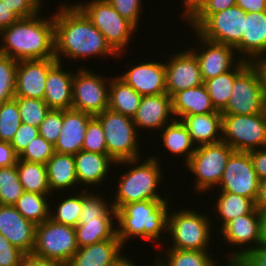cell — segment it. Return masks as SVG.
<instances>
[{
  "label": "cell",
  "mask_w": 266,
  "mask_h": 266,
  "mask_svg": "<svg viewBox=\"0 0 266 266\" xmlns=\"http://www.w3.org/2000/svg\"><path fill=\"white\" fill-rule=\"evenodd\" d=\"M53 18L55 58L58 62H63L62 56L76 61L95 56L106 58L115 55L118 58L104 35L75 3H61Z\"/></svg>",
  "instance_id": "obj_1"
},
{
  "label": "cell",
  "mask_w": 266,
  "mask_h": 266,
  "mask_svg": "<svg viewBox=\"0 0 266 266\" xmlns=\"http://www.w3.org/2000/svg\"><path fill=\"white\" fill-rule=\"evenodd\" d=\"M38 13L19 18L0 32V54L21 60L55 58L54 18Z\"/></svg>",
  "instance_id": "obj_2"
},
{
  "label": "cell",
  "mask_w": 266,
  "mask_h": 266,
  "mask_svg": "<svg viewBox=\"0 0 266 266\" xmlns=\"http://www.w3.org/2000/svg\"><path fill=\"white\" fill-rule=\"evenodd\" d=\"M168 200L170 198L127 203L120 209H116L117 237L121 244L124 246L129 239L139 237L150 242L156 241L160 246L159 243L167 238L162 233L167 231L170 209Z\"/></svg>",
  "instance_id": "obj_3"
},
{
  "label": "cell",
  "mask_w": 266,
  "mask_h": 266,
  "mask_svg": "<svg viewBox=\"0 0 266 266\" xmlns=\"http://www.w3.org/2000/svg\"><path fill=\"white\" fill-rule=\"evenodd\" d=\"M156 156L151 155L144 160L142 159L143 162H140L141 159L138 158L116 163L117 168L121 164L122 166L127 164L131 165V169H128L127 172L120 175L121 178H118V187L114 192V200L111 201L115 210L120 209L127 203L168 199L167 196L164 198L156 192L161 184L160 182H162L163 175L161 161L158 159L159 156Z\"/></svg>",
  "instance_id": "obj_4"
},
{
  "label": "cell",
  "mask_w": 266,
  "mask_h": 266,
  "mask_svg": "<svg viewBox=\"0 0 266 266\" xmlns=\"http://www.w3.org/2000/svg\"><path fill=\"white\" fill-rule=\"evenodd\" d=\"M180 209L168 212L167 234L170 237L166 241L170 238L172 241H168L173 242L168 248L208 251L214 224L211 217L192 209Z\"/></svg>",
  "instance_id": "obj_5"
},
{
  "label": "cell",
  "mask_w": 266,
  "mask_h": 266,
  "mask_svg": "<svg viewBox=\"0 0 266 266\" xmlns=\"http://www.w3.org/2000/svg\"><path fill=\"white\" fill-rule=\"evenodd\" d=\"M75 4L104 35L107 43L118 54V59H121L137 28L123 18L106 0L77 1Z\"/></svg>",
  "instance_id": "obj_6"
},
{
  "label": "cell",
  "mask_w": 266,
  "mask_h": 266,
  "mask_svg": "<svg viewBox=\"0 0 266 266\" xmlns=\"http://www.w3.org/2000/svg\"><path fill=\"white\" fill-rule=\"evenodd\" d=\"M105 134L107 154L117 163L141 158L139 134L133 118L109 108L95 116Z\"/></svg>",
  "instance_id": "obj_7"
},
{
  "label": "cell",
  "mask_w": 266,
  "mask_h": 266,
  "mask_svg": "<svg viewBox=\"0 0 266 266\" xmlns=\"http://www.w3.org/2000/svg\"><path fill=\"white\" fill-rule=\"evenodd\" d=\"M266 112V85L259 67L250 63L236 78L222 115H252Z\"/></svg>",
  "instance_id": "obj_8"
},
{
  "label": "cell",
  "mask_w": 266,
  "mask_h": 266,
  "mask_svg": "<svg viewBox=\"0 0 266 266\" xmlns=\"http://www.w3.org/2000/svg\"><path fill=\"white\" fill-rule=\"evenodd\" d=\"M78 250L75 227L48 218L36 225L32 255L68 264Z\"/></svg>",
  "instance_id": "obj_9"
},
{
  "label": "cell",
  "mask_w": 266,
  "mask_h": 266,
  "mask_svg": "<svg viewBox=\"0 0 266 266\" xmlns=\"http://www.w3.org/2000/svg\"><path fill=\"white\" fill-rule=\"evenodd\" d=\"M233 152L234 150L223 141L196 147L189 162L184 166L196 176L194 189L204 193L218 187Z\"/></svg>",
  "instance_id": "obj_10"
},
{
  "label": "cell",
  "mask_w": 266,
  "mask_h": 266,
  "mask_svg": "<svg viewBox=\"0 0 266 266\" xmlns=\"http://www.w3.org/2000/svg\"><path fill=\"white\" fill-rule=\"evenodd\" d=\"M222 141L234 151L249 152L266 147V112L222 115Z\"/></svg>",
  "instance_id": "obj_11"
},
{
  "label": "cell",
  "mask_w": 266,
  "mask_h": 266,
  "mask_svg": "<svg viewBox=\"0 0 266 266\" xmlns=\"http://www.w3.org/2000/svg\"><path fill=\"white\" fill-rule=\"evenodd\" d=\"M87 68L74 74L72 109L96 116L108 108L110 81Z\"/></svg>",
  "instance_id": "obj_12"
},
{
  "label": "cell",
  "mask_w": 266,
  "mask_h": 266,
  "mask_svg": "<svg viewBox=\"0 0 266 266\" xmlns=\"http://www.w3.org/2000/svg\"><path fill=\"white\" fill-rule=\"evenodd\" d=\"M246 12L238 6L209 15L195 30L202 38L234 48L241 42Z\"/></svg>",
  "instance_id": "obj_13"
},
{
  "label": "cell",
  "mask_w": 266,
  "mask_h": 266,
  "mask_svg": "<svg viewBox=\"0 0 266 266\" xmlns=\"http://www.w3.org/2000/svg\"><path fill=\"white\" fill-rule=\"evenodd\" d=\"M259 179L249 152L234 151L225 166L218 185L219 192H228L250 198L255 202Z\"/></svg>",
  "instance_id": "obj_14"
},
{
  "label": "cell",
  "mask_w": 266,
  "mask_h": 266,
  "mask_svg": "<svg viewBox=\"0 0 266 266\" xmlns=\"http://www.w3.org/2000/svg\"><path fill=\"white\" fill-rule=\"evenodd\" d=\"M194 36L200 44L189 50L198 61L204 82L232 70L242 60L236 59L237 52L233 46L208 41L196 32Z\"/></svg>",
  "instance_id": "obj_15"
},
{
  "label": "cell",
  "mask_w": 266,
  "mask_h": 266,
  "mask_svg": "<svg viewBox=\"0 0 266 266\" xmlns=\"http://www.w3.org/2000/svg\"><path fill=\"white\" fill-rule=\"evenodd\" d=\"M218 228L220 230L218 229L217 232H219V234L221 232V236H223L222 241H226L225 243L227 244L229 243L227 246L230 247L231 245L233 249L237 246L234 251L226 256L227 258L236 255H245L250 250L262 244L259 211L257 209L250 214L237 216L226 223L222 228ZM238 246L240 249H237L239 248Z\"/></svg>",
  "instance_id": "obj_16"
},
{
  "label": "cell",
  "mask_w": 266,
  "mask_h": 266,
  "mask_svg": "<svg viewBox=\"0 0 266 266\" xmlns=\"http://www.w3.org/2000/svg\"><path fill=\"white\" fill-rule=\"evenodd\" d=\"M169 60V61H168ZM165 63L166 91L172 97L181 90L204 84L198 61L188 49L172 54Z\"/></svg>",
  "instance_id": "obj_17"
},
{
  "label": "cell",
  "mask_w": 266,
  "mask_h": 266,
  "mask_svg": "<svg viewBox=\"0 0 266 266\" xmlns=\"http://www.w3.org/2000/svg\"><path fill=\"white\" fill-rule=\"evenodd\" d=\"M57 62L56 58L18 61L15 97L43 100L48 72Z\"/></svg>",
  "instance_id": "obj_18"
},
{
  "label": "cell",
  "mask_w": 266,
  "mask_h": 266,
  "mask_svg": "<svg viewBox=\"0 0 266 266\" xmlns=\"http://www.w3.org/2000/svg\"><path fill=\"white\" fill-rule=\"evenodd\" d=\"M122 74L117 76L142 96L167 93L166 67L163 61L151 60L132 65L131 69Z\"/></svg>",
  "instance_id": "obj_19"
},
{
  "label": "cell",
  "mask_w": 266,
  "mask_h": 266,
  "mask_svg": "<svg viewBox=\"0 0 266 266\" xmlns=\"http://www.w3.org/2000/svg\"><path fill=\"white\" fill-rule=\"evenodd\" d=\"M36 225L23 217L14 205L0 204V234L25 255L32 254Z\"/></svg>",
  "instance_id": "obj_20"
},
{
  "label": "cell",
  "mask_w": 266,
  "mask_h": 266,
  "mask_svg": "<svg viewBox=\"0 0 266 266\" xmlns=\"http://www.w3.org/2000/svg\"><path fill=\"white\" fill-rule=\"evenodd\" d=\"M235 49L237 58L251 63L266 54V11L246 13L242 40Z\"/></svg>",
  "instance_id": "obj_21"
},
{
  "label": "cell",
  "mask_w": 266,
  "mask_h": 266,
  "mask_svg": "<svg viewBox=\"0 0 266 266\" xmlns=\"http://www.w3.org/2000/svg\"><path fill=\"white\" fill-rule=\"evenodd\" d=\"M174 119L172 97L165 93L142 96L140 106L133 117V122L138 131L141 128L159 131Z\"/></svg>",
  "instance_id": "obj_22"
},
{
  "label": "cell",
  "mask_w": 266,
  "mask_h": 266,
  "mask_svg": "<svg viewBox=\"0 0 266 266\" xmlns=\"http://www.w3.org/2000/svg\"><path fill=\"white\" fill-rule=\"evenodd\" d=\"M93 117L74 109L63 110V125L54 145L55 152L75 155L81 151L88 122Z\"/></svg>",
  "instance_id": "obj_23"
},
{
  "label": "cell",
  "mask_w": 266,
  "mask_h": 266,
  "mask_svg": "<svg viewBox=\"0 0 266 266\" xmlns=\"http://www.w3.org/2000/svg\"><path fill=\"white\" fill-rule=\"evenodd\" d=\"M76 176L79 186L84 189L86 185L95 187L101 186L106 180L108 172L110 173L111 165H116V162L108 154H99L81 150L74 155ZM83 184V185H82ZM89 185V186H88Z\"/></svg>",
  "instance_id": "obj_24"
},
{
  "label": "cell",
  "mask_w": 266,
  "mask_h": 266,
  "mask_svg": "<svg viewBox=\"0 0 266 266\" xmlns=\"http://www.w3.org/2000/svg\"><path fill=\"white\" fill-rule=\"evenodd\" d=\"M57 62L48 72L45 83L44 101L50 109H72V87L74 73L66 71Z\"/></svg>",
  "instance_id": "obj_25"
},
{
  "label": "cell",
  "mask_w": 266,
  "mask_h": 266,
  "mask_svg": "<svg viewBox=\"0 0 266 266\" xmlns=\"http://www.w3.org/2000/svg\"><path fill=\"white\" fill-rule=\"evenodd\" d=\"M180 120L196 147L222 141V113L220 111L184 116Z\"/></svg>",
  "instance_id": "obj_26"
},
{
  "label": "cell",
  "mask_w": 266,
  "mask_h": 266,
  "mask_svg": "<svg viewBox=\"0 0 266 266\" xmlns=\"http://www.w3.org/2000/svg\"><path fill=\"white\" fill-rule=\"evenodd\" d=\"M125 248L119 239H109L78 248L67 266H111Z\"/></svg>",
  "instance_id": "obj_27"
},
{
  "label": "cell",
  "mask_w": 266,
  "mask_h": 266,
  "mask_svg": "<svg viewBox=\"0 0 266 266\" xmlns=\"http://www.w3.org/2000/svg\"><path fill=\"white\" fill-rule=\"evenodd\" d=\"M172 111L175 119L184 116L216 112L205 84L178 91L172 96Z\"/></svg>",
  "instance_id": "obj_28"
},
{
  "label": "cell",
  "mask_w": 266,
  "mask_h": 266,
  "mask_svg": "<svg viewBox=\"0 0 266 266\" xmlns=\"http://www.w3.org/2000/svg\"><path fill=\"white\" fill-rule=\"evenodd\" d=\"M50 193L58 190L75 189L78 179L75 170L74 155L55 152L46 163ZM75 186V187H74Z\"/></svg>",
  "instance_id": "obj_29"
},
{
  "label": "cell",
  "mask_w": 266,
  "mask_h": 266,
  "mask_svg": "<svg viewBox=\"0 0 266 266\" xmlns=\"http://www.w3.org/2000/svg\"><path fill=\"white\" fill-rule=\"evenodd\" d=\"M115 220V221H114ZM116 218L80 219L75 227L78 248L117 237Z\"/></svg>",
  "instance_id": "obj_30"
},
{
  "label": "cell",
  "mask_w": 266,
  "mask_h": 266,
  "mask_svg": "<svg viewBox=\"0 0 266 266\" xmlns=\"http://www.w3.org/2000/svg\"><path fill=\"white\" fill-rule=\"evenodd\" d=\"M160 131H162L161 142L165 149H167L166 151H169L172 155H176L175 157L179 155L184 156L186 165L195 152L196 146L192 142L189 132L181 120L174 119Z\"/></svg>",
  "instance_id": "obj_31"
},
{
  "label": "cell",
  "mask_w": 266,
  "mask_h": 266,
  "mask_svg": "<svg viewBox=\"0 0 266 266\" xmlns=\"http://www.w3.org/2000/svg\"><path fill=\"white\" fill-rule=\"evenodd\" d=\"M142 95L137 93L118 76L110 79L108 108L133 118L140 106Z\"/></svg>",
  "instance_id": "obj_32"
},
{
  "label": "cell",
  "mask_w": 266,
  "mask_h": 266,
  "mask_svg": "<svg viewBox=\"0 0 266 266\" xmlns=\"http://www.w3.org/2000/svg\"><path fill=\"white\" fill-rule=\"evenodd\" d=\"M250 63L249 61L241 60L232 70L204 82L216 111L222 112L226 108L235 78Z\"/></svg>",
  "instance_id": "obj_33"
},
{
  "label": "cell",
  "mask_w": 266,
  "mask_h": 266,
  "mask_svg": "<svg viewBox=\"0 0 266 266\" xmlns=\"http://www.w3.org/2000/svg\"><path fill=\"white\" fill-rule=\"evenodd\" d=\"M218 193L220 194L215 200L214 206L216 207L213 213L217 212L216 215L220 220L218 223L221 224V228L237 216L250 214L256 209L255 202L250 198L228 192Z\"/></svg>",
  "instance_id": "obj_34"
},
{
  "label": "cell",
  "mask_w": 266,
  "mask_h": 266,
  "mask_svg": "<svg viewBox=\"0 0 266 266\" xmlns=\"http://www.w3.org/2000/svg\"><path fill=\"white\" fill-rule=\"evenodd\" d=\"M158 248L157 246L155 249L158 250V253L160 251L161 253H159V257L154 260L155 266H211L217 260L213 258L208 251ZM162 251L164 257L162 256ZM162 257L163 259L161 260Z\"/></svg>",
  "instance_id": "obj_35"
},
{
  "label": "cell",
  "mask_w": 266,
  "mask_h": 266,
  "mask_svg": "<svg viewBox=\"0 0 266 266\" xmlns=\"http://www.w3.org/2000/svg\"><path fill=\"white\" fill-rule=\"evenodd\" d=\"M16 166L25 192L51 194L46 165L18 159Z\"/></svg>",
  "instance_id": "obj_36"
},
{
  "label": "cell",
  "mask_w": 266,
  "mask_h": 266,
  "mask_svg": "<svg viewBox=\"0 0 266 266\" xmlns=\"http://www.w3.org/2000/svg\"><path fill=\"white\" fill-rule=\"evenodd\" d=\"M52 194H37L23 192L22 196L14 204V207L29 221L35 225L41 224L50 218V204L48 196Z\"/></svg>",
  "instance_id": "obj_37"
},
{
  "label": "cell",
  "mask_w": 266,
  "mask_h": 266,
  "mask_svg": "<svg viewBox=\"0 0 266 266\" xmlns=\"http://www.w3.org/2000/svg\"><path fill=\"white\" fill-rule=\"evenodd\" d=\"M54 207L55 209L50 208V219L60 224L76 227L82 212V192L61 198L60 204Z\"/></svg>",
  "instance_id": "obj_38"
},
{
  "label": "cell",
  "mask_w": 266,
  "mask_h": 266,
  "mask_svg": "<svg viewBox=\"0 0 266 266\" xmlns=\"http://www.w3.org/2000/svg\"><path fill=\"white\" fill-rule=\"evenodd\" d=\"M82 212L80 219L116 218V210L112 203L90 190L82 189ZM104 198V199H103Z\"/></svg>",
  "instance_id": "obj_39"
},
{
  "label": "cell",
  "mask_w": 266,
  "mask_h": 266,
  "mask_svg": "<svg viewBox=\"0 0 266 266\" xmlns=\"http://www.w3.org/2000/svg\"><path fill=\"white\" fill-rule=\"evenodd\" d=\"M23 192L17 166L0 168V204L14 205Z\"/></svg>",
  "instance_id": "obj_40"
},
{
  "label": "cell",
  "mask_w": 266,
  "mask_h": 266,
  "mask_svg": "<svg viewBox=\"0 0 266 266\" xmlns=\"http://www.w3.org/2000/svg\"><path fill=\"white\" fill-rule=\"evenodd\" d=\"M20 112L21 122L35 127L40 126L50 108L44 100L15 97Z\"/></svg>",
  "instance_id": "obj_41"
},
{
  "label": "cell",
  "mask_w": 266,
  "mask_h": 266,
  "mask_svg": "<svg viewBox=\"0 0 266 266\" xmlns=\"http://www.w3.org/2000/svg\"><path fill=\"white\" fill-rule=\"evenodd\" d=\"M18 61L0 54V104L15 98Z\"/></svg>",
  "instance_id": "obj_42"
},
{
  "label": "cell",
  "mask_w": 266,
  "mask_h": 266,
  "mask_svg": "<svg viewBox=\"0 0 266 266\" xmlns=\"http://www.w3.org/2000/svg\"><path fill=\"white\" fill-rule=\"evenodd\" d=\"M21 123L15 99L0 104V141L11 142Z\"/></svg>",
  "instance_id": "obj_43"
},
{
  "label": "cell",
  "mask_w": 266,
  "mask_h": 266,
  "mask_svg": "<svg viewBox=\"0 0 266 266\" xmlns=\"http://www.w3.org/2000/svg\"><path fill=\"white\" fill-rule=\"evenodd\" d=\"M54 153V145L38 135L26 146L18 159L46 165Z\"/></svg>",
  "instance_id": "obj_44"
},
{
  "label": "cell",
  "mask_w": 266,
  "mask_h": 266,
  "mask_svg": "<svg viewBox=\"0 0 266 266\" xmlns=\"http://www.w3.org/2000/svg\"><path fill=\"white\" fill-rule=\"evenodd\" d=\"M82 150L99 154H107L103 127L95 116L88 122Z\"/></svg>",
  "instance_id": "obj_45"
},
{
  "label": "cell",
  "mask_w": 266,
  "mask_h": 266,
  "mask_svg": "<svg viewBox=\"0 0 266 266\" xmlns=\"http://www.w3.org/2000/svg\"><path fill=\"white\" fill-rule=\"evenodd\" d=\"M236 5V0H205L186 20L191 29H196L209 15Z\"/></svg>",
  "instance_id": "obj_46"
},
{
  "label": "cell",
  "mask_w": 266,
  "mask_h": 266,
  "mask_svg": "<svg viewBox=\"0 0 266 266\" xmlns=\"http://www.w3.org/2000/svg\"><path fill=\"white\" fill-rule=\"evenodd\" d=\"M63 125V110L50 109L39 126V135L55 145Z\"/></svg>",
  "instance_id": "obj_47"
},
{
  "label": "cell",
  "mask_w": 266,
  "mask_h": 266,
  "mask_svg": "<svg viewBox=\"0 0 266 266\" xmlns=\"http://www.w3.org/2000/svg\"><path fill=\"white\" fill-rule=\"evenodd\" d=\"M125 19L130 21L136 28L140 25V15L143 12L142 0H106ZM139 23V24H138Z\"/></svg>",
  "instance_id": "obj_48"
},
{
  "label": "cell",
  "mask_w": 266,
  "mask_h": 266,
  "mask_svg": "<svg viewBox=\"0 0 266 266\" xmlns=\"http://www.w3.org/2000/svg\"><path fill=\"white\" fill-rule=\"evenodd\" d=\"M38 135V127L21 123L10 144L13 147L14 152L19 156L24 151L26 146Z\"/></svg>",
  "instance_id": "obj_49"
},
{
  "label": "cell",
  "mask_w": 266,
  "mask_h": 266,
  "mask_svg": "<svg viewBox=\"0 0 266 266\" xmlns=\"http://www.w3.org/2000/svg\"><path fill=\"white\" fill-rule=\"evenodd\" d=\"M19 18L41 13L43 0H2Z\"/></svg>",
  "instance_id": "obj_50"
},
{
  "label": "cell",
  "mask_w": 266,
  "mask_h": 266,
  "mask_svg": "<svg viewBox=\"0 0 266 266\" xmlns=\"http://www.w3.org/2000/svg\"><path fill=\"white\" fill-rule=\"evenodd\" d=\"M25 254L0 234V266H21Z\"/></svg>",
  "instance_id": "obj_51"
},
{
  "label": "cell",
  "mask_w": 266,
  "mask_h": 266,
  "mask_svg": "<svg viewBox=\"0 0 266 266\" xmlns=\"http://www.w3.org/2000/svg\"><path fill=\"white\" fill-rule=\"evenodd\" d=\"M259 181L266 179V147L249 151Z\"/></svg>",
  "instance_id": "obj_52"
},
{
  "label": "cell",
  "mask_w": 266,
  "mask_h": 266,
  "mask_svg": "<svg viewBox=\"0 0 266 266\" xmlns=\"http://www.w3.org/2000/svg\"><path fill=\"white\" fill-rule=\"evenodd\" d=\"M18 155L14 152L10 142L0 141V168L17 164Z\"/></svg>",
  "instance_id": "obj_53"
},
{
  "label": "cell",
  "mask_w": 266,
  "mask_h": 266,
  "mask_svg": "<svg viewBox=\"0 0 266 266\" xmlns=\"http://www.w3.org/2000/svg\"><path fill=\"white\" fill-rule=\"evenodd\" d=\"M19 17L0 0V32L15 23Z\"/></svg>",
  "instance_id": "obj_54"
},
{
  "label": "cell",
  "mask_w": 266,
  "mask_h": 266,
  "mask_svg": "<svg viewBox=\"0 0 266 266\" xmlns=\"http://www.w3.org/2000/svg\"><path fill=\"white\" fill-rule=\"evenodd\" d=\"M21 266H67V265L53 260L42 259L32 254H26L23 256Z\"/></svg>",
  "instance_id": "obj_55"
},
{
  "label": "cell",
  "mask_w": 266,
  "mask_h": 266,
  "mask_svg": "<svg viewBox=\"0 0 266 266\" xmlns=\"http://www.w3.org/2000/svg\"><path fill=\"white\" fill-rule=\"evenodd\" d=\"M236 6L247 12H265L266 0H236Z\"/></svg>",
  "instance_id": "obj_56"
},
{
  "label": "cell",
  "mask_w": 266,
  "mask_h": 266,
  "mask_svg": "<svg viewBox=\"0 0 266 266\" xmlns=\"http://www.w3.org/2000/svg\"><path fill=\"white\" fill-rule=\"evenodd\" d=\"M245 256L256 266H266V245L261 244L250 250Z\"/></svg>",
  "instance_id": "obj_57"
},
{
  "label": "cell",
  "mask_w": 266,
  "mask_h": 266,
  "mask_svg": "<svg viewBox=\"0 0 266 266\" xmlns=\"http://www.w3.org/2000/svg\"><path fill=\"white\" fill-rule=\"evenodd\" d=\"M255 208L258 211L266 209V179L259 181L258 193L255 199Z\"/></svg>",
  "instance_id": "obj_58"
},
{
  "label": "cell",
  "mask_w": 266,
  "mask_h": 266,
  "mask_svg": "<svg viewBox=\"0 0 266 266\" xmlns=\"http://www.w3.org/2000/svg\"><path fill=\"white\" fill-rule=\"evenodd\" d=\"M183 1V2H182ZM181 4H183L182 15L183 20H187L205 0H182ZM184 12V13H183Z\"/></svg>",
  "instance_id": "obj_59"
},
{
  "label": "cell",
  "mask_w": 266,
  "mask_h": 266,
  "mask_svg": "<svg viewBox=\"0 0 266 266\" xmlns=\"http://www.w3.org/2000/svg\"><path fill=\"white\" fill-rule=\"evenodd\" d=\"M228 259L234 266H256L245 255H236Z\"/></svg>",
  "instance_id": "obj_60"
},
{
  "label": "cell",
  "mask_w": 266,
  "mask_h": 266,
  "mask_svg": "<svg viewBox=\"0 0 266 266\" xmlns=\"http://www.w3.org/2000/svg\"><path fill=\"white\" fill-rule=\"evenodd\" d=\"M261 242L266 245V209L259 211Z\"/></svg>",
  "instance_id": "obj_61"
},
{
  "label": "cell",
  "mask_w": 266,
  "mask_h": 266,
  "mask_svg": "<svg viewBox=\"0 0 266 266\" xmlns=\"http://www.w3.org/2000/svg\"><path fill=\"white\" fill-rule=\"evenodd\" d=\"M152 265L155 266V263ZM111 266H137V264L135 265V263L132 261V258L130 259V257H127V255L124 256L123 254Z\"/></svg>",
  "instance_id": "obj_62"
},
{
  "label": "cell",
  "mask_w": 266,
  "mask_h": 266,
  "mask_svg": "<svg viewBox=\"0 0 266 266\" xmlns=\"http://www.w3.org/2000/svg\"><path fill=\"white\" fill-rule=\"evenodd\" d=\"M225 263L228 264L227 266H234L229 260L227 262H225ZM214 266H218V262L217 261L214 262Z\"/></svg>",
  "instance_id": "obj_63"
}]
</instances>
